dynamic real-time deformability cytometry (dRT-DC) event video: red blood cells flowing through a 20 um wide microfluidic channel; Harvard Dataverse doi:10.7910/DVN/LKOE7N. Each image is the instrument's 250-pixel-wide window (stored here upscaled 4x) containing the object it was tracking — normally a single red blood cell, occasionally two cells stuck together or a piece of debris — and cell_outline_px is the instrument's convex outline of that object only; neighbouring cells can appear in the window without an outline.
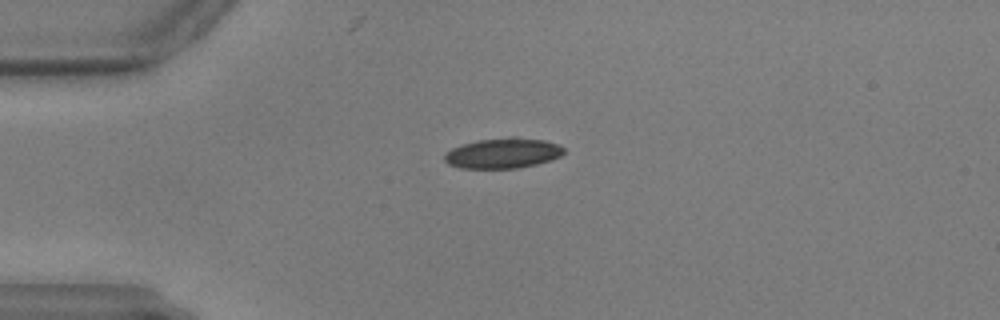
{"species": "common noctule bat (a hibernating species)", "species_latin": "Nyctalus noctula", "temperature_condition": "warm", "stored_images_in_passage": 57, "camera_frame_rate_fps": 3000, "um_per_image_px": 0.085, "animal": {"sex": "male", "body_mass_g": 17.9, "forearm_length_mm": 54.2}, "frame": {"image": 1, "passage_image": 13, "time_ms": 4.0, "image_size_px": [1000, 320], "cell_outline_px": [[564, 152], [560, 156], [552, 160], [536, 164], [516, 168], [460, 168], [448, 164], [444, 160], [444, 156], [452, 148], [476, 140], [512, 136], [516, 136], [544, 140], [556, 144], [564, 148]], "centroid_in_image_um": [42.76, 13.01], "position_along_channel_um": 42.2, "area_um2": 21.1}}
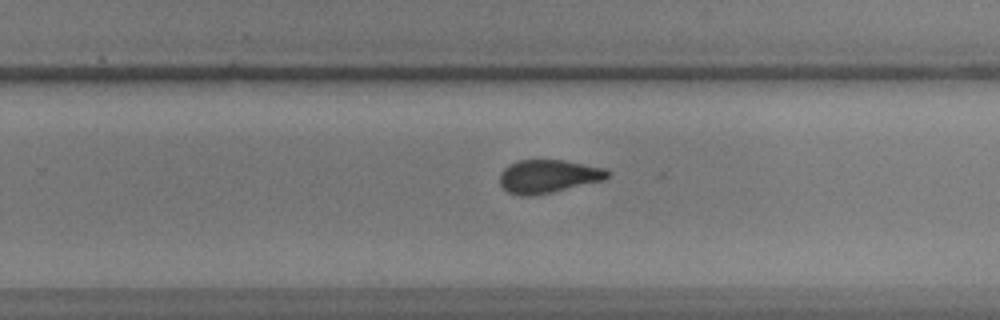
{"frame": {"image": 2, "passage_image": 36, "time_ms": 11.667, "image_size_px": [1000, 320], "cell_outline_px": [[612, 172], [604, 180], [552, 192], [532, 196], [520, 196], [508, 192], [500, 184], [500, 172], [508, 164], [516, 160], [564, 160], [608, 168]], "centroid_in_image_um": [46.61, 14.98], "position_along_channel_um": 283.2, "area_um2": 21.15}}
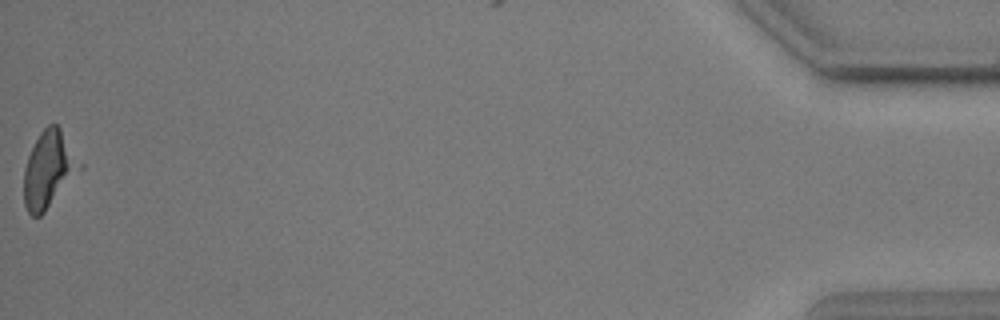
{"frame": {"image": 3, "passage_image": 57, "time_ms": 18.667, "image_size_px": [1000, 320], "cell_outline_px": [[72, 168], [44, 212], [40, 216], [32, 216], [28, 212], [24, 204], [24, 168], [28, 156], [40, 132], [48, 124], [56, 124], [60, 128], [72, 164]], "centroid_in_image_um": [3.87, 14.42], "position_along_channel_um": 431.3, "area_um2": 21.27}}